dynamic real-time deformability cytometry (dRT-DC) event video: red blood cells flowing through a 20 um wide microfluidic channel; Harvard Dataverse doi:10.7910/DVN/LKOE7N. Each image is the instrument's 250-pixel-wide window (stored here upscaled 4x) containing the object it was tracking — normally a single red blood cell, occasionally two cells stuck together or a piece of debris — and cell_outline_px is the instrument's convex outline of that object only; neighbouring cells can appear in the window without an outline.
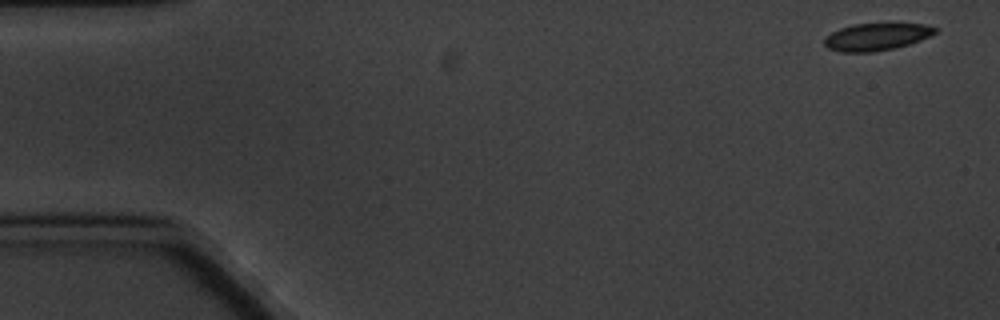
{"species": "common noctule bat (a hibernating species)", "species_latin": "Nyctalus noctula", "temperature_condition": "cold", "stored_images_in_passage": 9, "camera_frame_rate_fps": 3000, "um_per_image_px": 0.085, "animal": {"sex": "male", "body_mass_g": 20.1, "forearm_length_mm": 53.5}, "frame": {"image": 1, "passage_image": 1, "time_ms": 0.0, "image_size_px": [1000, 320], "cell_outline_px": [[936, 32], [920, 40], [896, 48], [872, 52], [840, 52], [828, 48], [824, 44], [824, 40], [832, 32], [840, 28], [852, 24], [924, 24], [936, 28]], "centroid_in_image_um": [74.47, 3.14], "position_along_channel_um": 10.5, "area_um2": 17.34}}
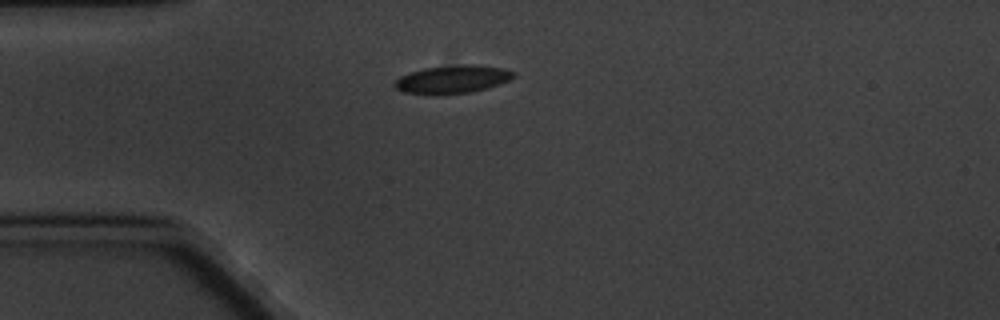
{"frame": {"image": 2, "passage_image": 4, "time_ms": 4.333, "image_size_px": [1000, 320], "cell_outline_px": [[516, 76], [508, 80], [488, 88], [468, 92], [436, 96], [404, 92], [396, 88], [392, 84], [400, 76], [424, 68], [460, 64], [476, 64], [504, 68], [516, 72]], "centroid_in_image_um": [38.46, 6.74], "position_along_channel_um": 46.5, "area_um2": 19.71}}
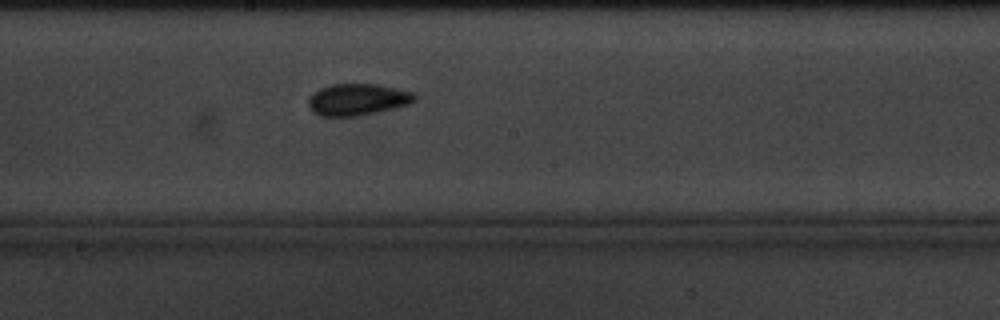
{"frame": {"image": 3, "passage_image": 9, "time_ms": 10.0, "image_size_px": [1000, 320], "cell_outline_px": [[416, 100], [408, 104], [392, 108], [352, 116], [320, 116], [312, 112], [308, 104], [308, 100], [320, 88], [332, 84], [376, 84], [412, 92], [416, 96]], "centroid_in_image_um": [30.36, 8.45], "position_along_channel_um": 217.8, "area_um2": 19.13}}